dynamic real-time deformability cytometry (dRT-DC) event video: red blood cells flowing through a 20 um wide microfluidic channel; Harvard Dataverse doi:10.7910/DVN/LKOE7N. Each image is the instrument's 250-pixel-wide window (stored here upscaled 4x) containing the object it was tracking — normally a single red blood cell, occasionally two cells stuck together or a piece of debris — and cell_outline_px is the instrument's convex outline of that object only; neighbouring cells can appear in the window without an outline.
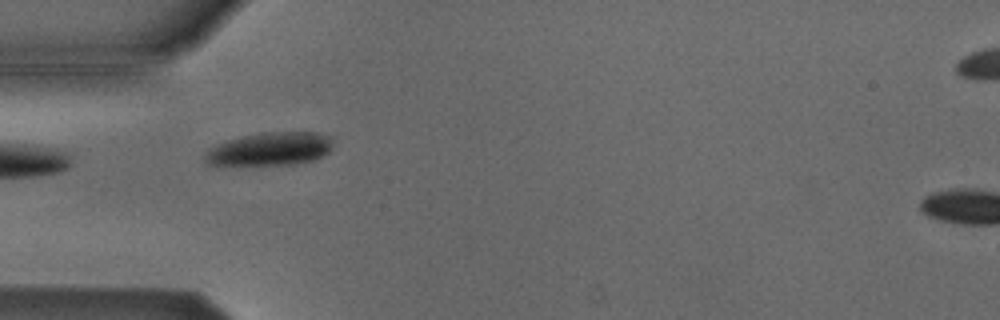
{"species": "Egyptian fruit bat (a non-hibernating species)", "species_latin": "Rousettus aegyptiacus", "temperature_condition": "cold", "stored_images_in_passage": 3, "camera_frame_rate_fps": 3000, "um_per_image_px": 0.085, "animal": {"sex": "male"}, "frame": {"image": 1, "passage_image": 1, "time_ms": 0.0, "image_size_px": [1000, 320], "cell_outline_px": [[332, 152], [324, 156], [312, 160], [292, 164], [208, 164], [204, 160], [204, 156], [208, 148], [216, 144], [228, 140], [260, 132], [316, 132], [332, 136]], "centroid_in_image_um": [23.01, 12.64], "position_along_channel_um": 62.0, "area_um2": 24.74}}